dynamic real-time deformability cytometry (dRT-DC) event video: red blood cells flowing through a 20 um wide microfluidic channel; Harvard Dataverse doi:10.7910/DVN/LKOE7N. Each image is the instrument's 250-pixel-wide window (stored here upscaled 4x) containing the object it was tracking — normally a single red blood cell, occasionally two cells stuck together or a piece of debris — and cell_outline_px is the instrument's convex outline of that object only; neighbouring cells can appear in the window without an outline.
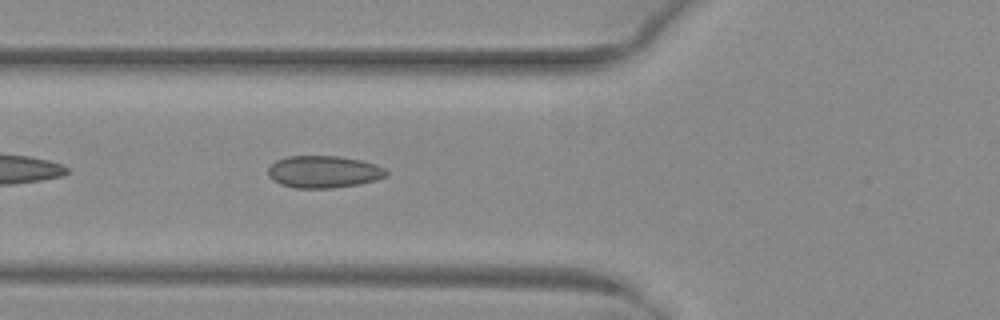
{"species": "common noctule bat (a hibernating species)", "species_latin": "Nyctalus noctula", "temperature_condition": "warm", "stored_images_in_passage": 37, "camera_frame_rate_fps": 3000, "um_per_image_px": 0.085, "animal": {"sex": "female", "body_mass_g": 29.2, "forearm_length_mm": 56.3}, "frame": {"image": 1, "passage_image": 5, "time_ms": 1.333, "image_size_px": [1000, 320], "cell_outline_px": [[388, 176], [376, 180], [360, 184], [332, 188], [296, 188], [280, 184], [268, 172], [268, 168], [276, 160], [288, 156], [340, 156], [360, 160], [376, 164], [384, 168], [388, 172]], "centroid_in_image_um": [27.56, 14.6], "position_along_channel_um": 98.2, "area_um2": 22.08}}
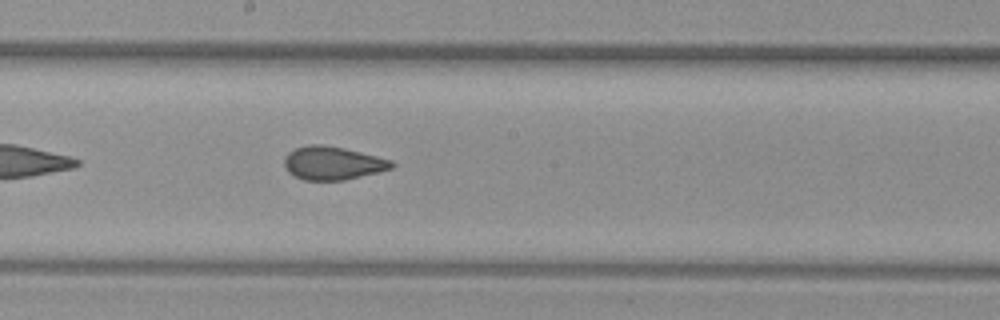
{"frame": {"image": 2, "passage_image": 14, "time_ms": 4.333, "image_size_px": [1000, 320], "cell_outline_px": [[396, 164], [392, 168], [344, 180], [304, 180], [288, 172], [284, 164], [284, 156], [288, 152], [296, 148], [308, 144], [320, 144], [344, 148], [392, 160]], "centroid_in_image_um": [28.25, 13.85], "position_along_channel_um": 219.9, "area_um2": 20.69}}
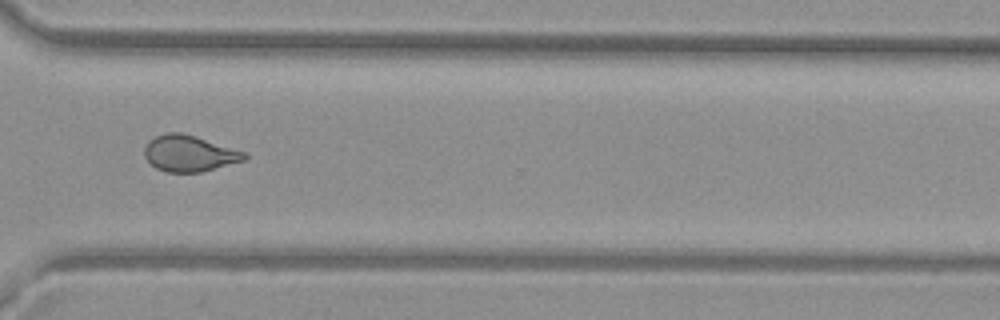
{"frame": {"image": 3, "passage_image": 24, "time_ms": 7.667, "image_size_px": [1000, 320], "cell_outline_px": [[248, 156], [244, 160], [200, 172], [164, 172], [156, 168], [144, 156], [144, 148], [148, 140], [164, 132], [180, 132], [196, 136], [248, 152]], "centroid_in_image_um": [16.08, 13.02], "position_along_channel_um": 354.5, "area_um2": 21.21}, "authors_computed_cell_mechanics": {"area_um2": 21.4438, "velocity_mm_per_s": 4.0398, "shape_relaxation_time_tau1_ms": null, "shape_relaxation_time_tau2_ms": 0.9574, "deformation_change_tau1": null, "deformation_change_tau2": 0.063}}